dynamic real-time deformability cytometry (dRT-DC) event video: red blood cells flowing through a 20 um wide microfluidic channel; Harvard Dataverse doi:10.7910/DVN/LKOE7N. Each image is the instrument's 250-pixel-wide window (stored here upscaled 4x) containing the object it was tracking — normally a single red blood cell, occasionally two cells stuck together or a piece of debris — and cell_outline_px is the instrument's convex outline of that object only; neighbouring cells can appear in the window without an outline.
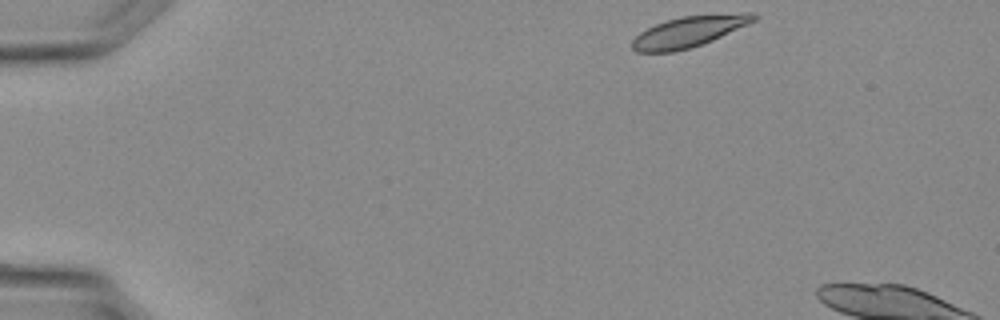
{"species": "Egyptian fruit bat (a non-hibernating species)", "species_latin": "Rousettus aegyptiacus", "temperature_condition": "warm", "stored_images_in_passage": 4, "camera_frame_rate_fps": 3000, "um_per_image_px": 0.085, "animal": {"sex": "female"}, "frame": {"image": 1, "passage_image": 1, "time_ms": 0.0, "image_size_px": [1000, 320], "cell_outline_px": [[760, 16], [756, 20], [748, 24], [712, 40], [688, 48], [672, 52], [636, 52], [632, 48], [632, 40], [640, 32], [656, 24], [680, 16], [744, 12], [756, 12]], "centroid_in_image_um": [58.6, 2.66], "position_along_channel_um": 26.4, "area_um2": 21.79}}